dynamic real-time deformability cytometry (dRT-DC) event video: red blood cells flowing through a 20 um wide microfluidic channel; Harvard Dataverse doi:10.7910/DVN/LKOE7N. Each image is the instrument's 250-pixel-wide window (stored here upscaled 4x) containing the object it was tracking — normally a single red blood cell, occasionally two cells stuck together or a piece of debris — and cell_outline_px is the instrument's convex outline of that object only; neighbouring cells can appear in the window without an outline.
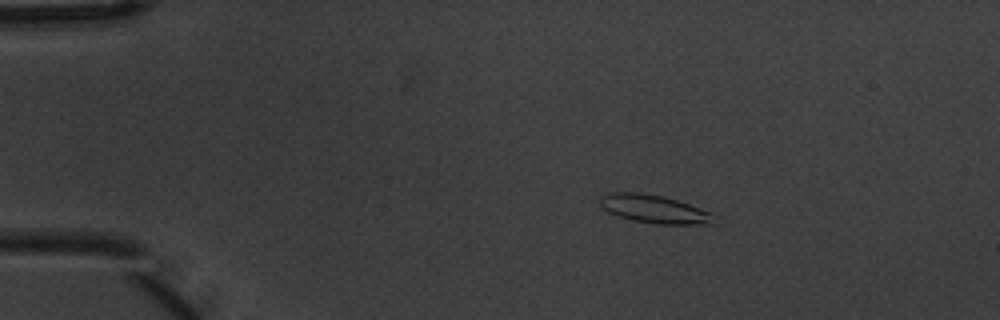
{"species": "common noctule bat (a hibernating species)", "species_latin": "Nyctalus noctula", "temperature_condition": "warm", "stored_images_in_passage": 3, "camera_frame_rate_fps": 3000, "um_per_image_px": 0.085, "animal": {"sex": "male", "body_mass_g": 20.1, "forearm_length_mm": 53.5}, "frame": {"image": 1, "passage_image": 1, "time_ms": 0.0, "image_size_px": [1000, 320], "cell_outline_px": [[720, 224], [656, 224], [632, 220], [616, 216], [608, 212], [600, 204], [600, 196], [608, 192], [640, 192], [664, 196], [712, 212]], "centroid_in_image_um": [55.64, 17.77], "position_along_channel_um": 29.4, "area_um2": 19.07}}